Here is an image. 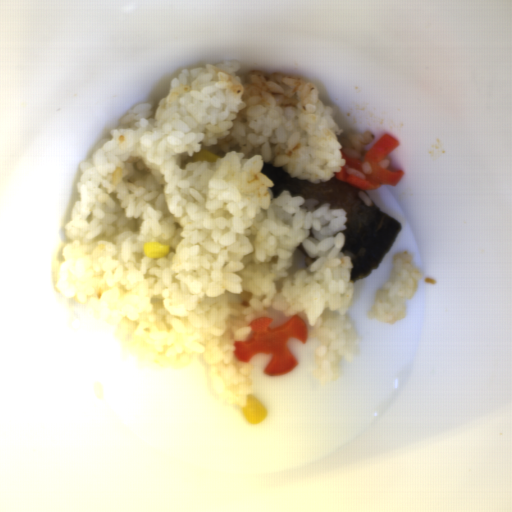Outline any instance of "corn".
<instances>
[{"mask_svg":"<svg viewBox=\"0 0 512 512\" xmlns=\"http://www.w3.org/2000/svg\"><path fill=\"white\" fill-rule=\"evenodd\" d=\"M218 157L219 156L217 153H215L209 149H204L200 152L194 153L195 161H206V162L214 163Z\"/></svg>","mask_w":512,"mask_h":512,"instance_id":"3","label":"corn"},{"mask_svg":"<svg viewBox=\"0 0 512 512\" xmlns=\"http://www.w3.org/2000/svg\"><path fill=\"white\" fill-rule=\"evenodd\" d=\"M240 412L249 424H261L268 417V409L258 396L248 395L247 403Z\"/></svg>","mask_w":512,"mask_h":512,"instance_id":"1","label":"corn"},{"mask_svg":"<svg viewBox=\"0 0 512 512\" xmlns=\"http://www.w3.org/2000/svg\"><path fill=\"white\" fill-rule=\"evenodd\" d=\"M143 252L150 260H157L168 254L169 246L162 242L149 241L144 244Z\"/></svg>","mask_w":512,"mask_h":512,"instance_id":"2","label":"corn"}]
</instances>
